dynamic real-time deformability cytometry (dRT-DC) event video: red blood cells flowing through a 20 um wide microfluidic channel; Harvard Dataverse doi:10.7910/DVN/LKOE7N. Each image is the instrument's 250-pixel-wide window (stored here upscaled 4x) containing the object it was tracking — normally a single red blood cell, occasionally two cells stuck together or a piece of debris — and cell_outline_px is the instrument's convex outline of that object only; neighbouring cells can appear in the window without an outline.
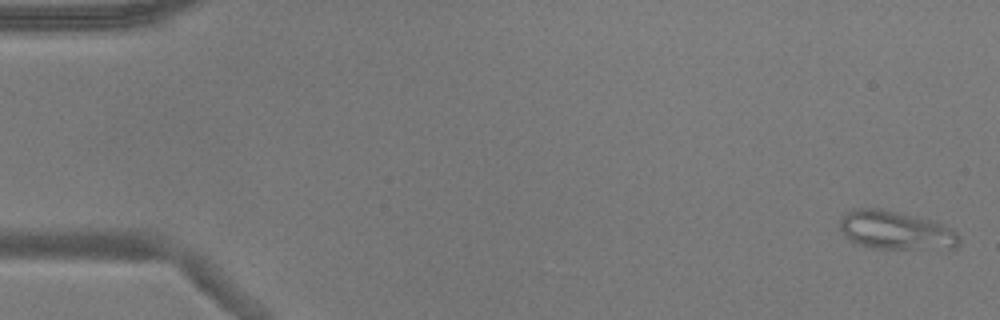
{"species": "common noctule bat (a hibernating species)", "species_latin": "Nyctalus noctula", "temperature_condition": "warm", "stored_images_in_passage": 19, "camera_frame_rate_fps": 3000, "um_per_image_px": 0.085, "animal": {"sex": "male", "body_mass_g": 17.9}, "frame": {"image": 1, "passage_image": 2, "time_ms": 0.333, "image_size_px": [1000, 320], "cell_outline_px": [[960, 240], [956, 248], [872, 248], [852, 244], [844, 236], [840, 228], [840, 216], [844, 212], [852, 208], [880, 208], [936, 220], [956, 232], [960, 236]], "centroid_in_image_um": [76.08, 19.56], "position_along_channel_um": 8.9, "area_um2": 27.28}}
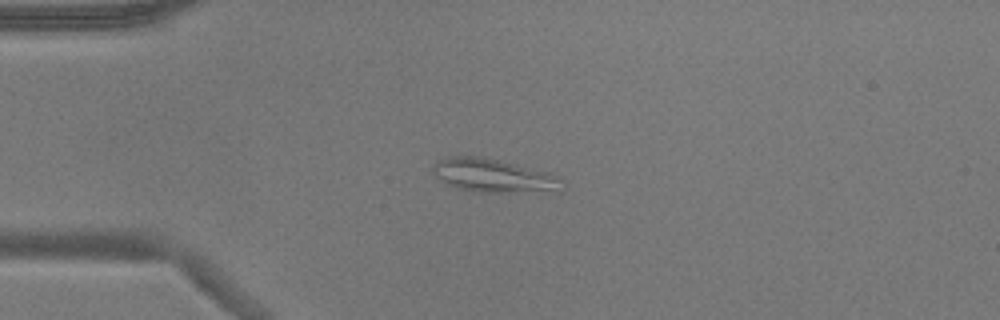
{"frame": {"image": 2, "passage_image": 14, "time_ms": 4.333, "image_size_px": [1000, 320], "cell_outline_px": [[564, 192], [476, 192], [456, 188], [440, 180], [432, 172], [432, 168], [444, 156], [480, 156], [552, 172], [560, 176], [564, 180]], "centroid_in_image_um": [42.07, 14.95], "position_along_channel_um": 42.9, "area_um2": 25.84}}